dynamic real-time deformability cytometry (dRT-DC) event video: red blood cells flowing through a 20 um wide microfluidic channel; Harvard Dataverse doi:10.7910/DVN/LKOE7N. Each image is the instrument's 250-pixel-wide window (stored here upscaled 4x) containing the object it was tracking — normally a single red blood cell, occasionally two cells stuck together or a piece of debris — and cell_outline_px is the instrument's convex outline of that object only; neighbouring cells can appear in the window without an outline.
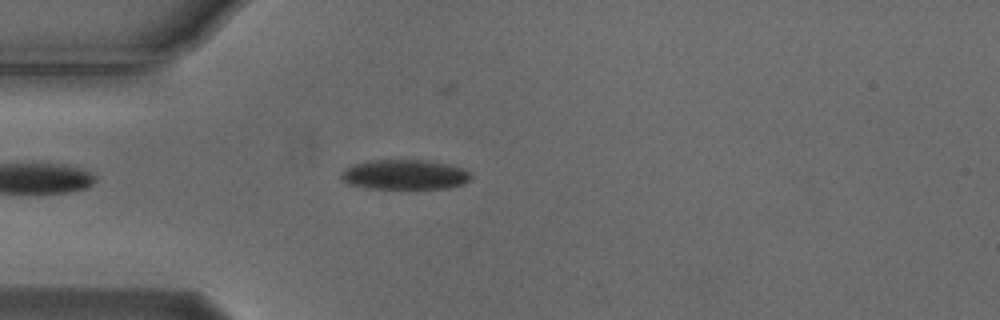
{"species": "Egyptian fruit bat (a non-hibernating species)", "species_latin": "Rousettus aegyptiacus", "temperature_condition": "cold", "stored_images_in_passage": 46, "camera_frame_rate_fps": 3000, "um_per_image_px": 0.085, "animal": {"sex": "male"}, "frame": {"image": 1, "passage_image": 5, "time_ms": 1.333, "image_size_px": [1000, 320], "cell_outline_px": [[472, 176], [468, 180], [460, 184], [444, 188], [364, 188], [348, 184], [340, 180], [340, 172], [352, 164], [368, 160], [428, 160], [448, 164], [464, 168]], "centroid_in_image_um": [34.32, 14.83], "position_along_channel_um": 50.7, "area_um2": 22.66}}
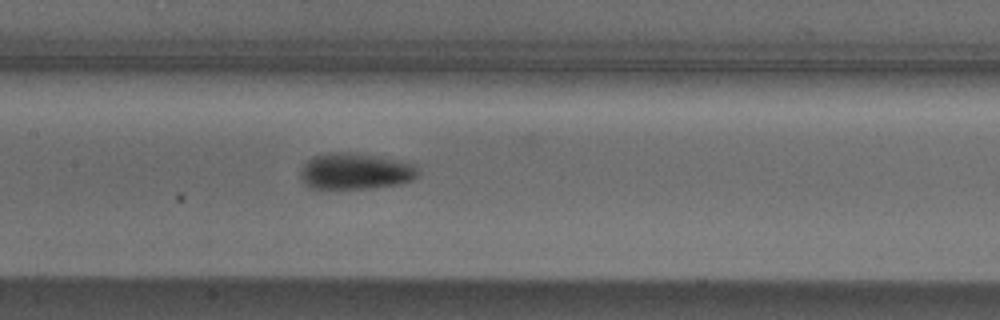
{"frame": {"image": 2, "passage_image": 16, "time_ms": 5.0, "image_size_px": [1000, 320], "cell_outline_px": [[420, 176], [412, 180], [400, 184], [372, 188], [316, 192], [304, 184], [300, 180], [300, 172], [304, 164], [312, 156], [332, 152], [348, 152], [372, 156], [416, 164], [420, 172]], "centroid_in_image_um": [30.14, 14.62], "position_along_channel_um": 177.3, "area_um2": 25.78}}
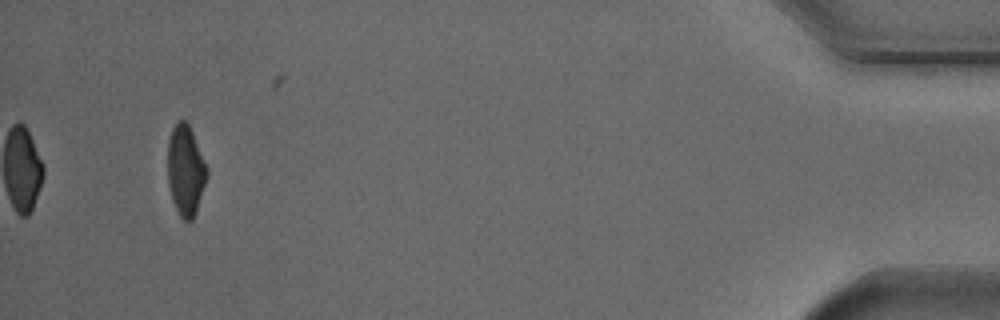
{"frame": {"image": 3, "passage_image": 42, "time_ms": 13.667, "image_size_px": [1000, 320], "cell_outline_px": [[208, 176], [196, 212], [192, 220], [184, 220], [180, 216], [172, 200], [168, 184], [168, 140], [172, 128], [180, 120], [184, 120], [188, 124], [192, 132], [208, 168]], "centroid_in_image_um": [15.78, 14.5], "position_along_channel_um": 419.4, "area_um2": 20.58}, "authors_computed_cell_mechanics": {"area_um2": 22.5709, "velocity_mm_per_s": 3.7246, "shape_relaxation_time_tau1_ms": 2.3446, "shape_relaxation_time_tau2_ms": 3.196, "deformation_change_tau1": 0.12, "deformation_change_tau2": 0.0669}}